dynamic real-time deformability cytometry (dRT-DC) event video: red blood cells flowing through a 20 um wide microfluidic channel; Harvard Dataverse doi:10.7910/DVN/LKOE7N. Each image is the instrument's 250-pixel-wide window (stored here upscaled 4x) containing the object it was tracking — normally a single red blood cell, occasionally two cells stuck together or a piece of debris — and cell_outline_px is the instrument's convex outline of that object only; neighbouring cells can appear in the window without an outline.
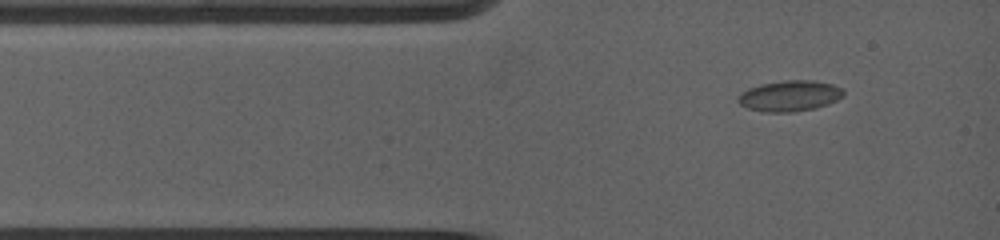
{"species": "common noctule bat (a hibernating species)", "species_latin": "Nyctalus noctula", "temperature_condition": "warm", "stored_images_in_passage": 20, "camera_frame_rate_fps": 5000, "um_per_image_px": 0.085, "animal": {"sex": "female", "body_mass_g": 19.0, "forearm_length_mm": 53.3}, "frame": {"image": 1, "passage_image": 2, "time_ms": 0.2, "image_size_px": [1000, 240], "cell_outline_px": [[844, 96], [828, 104], [816, 108], [792, 112], [764, 112], [748, 108], [740, 104], [736, 100], [736, 96], [740, 92], [748, 88], [760, 84], [784, 80], [812, 80], [832, 84], [840, 88], [844, 92]], "centroid_in_image_um": [67.08, 8.15], "position_along_channel_um": 17.9, "area_um2": 19.07}}
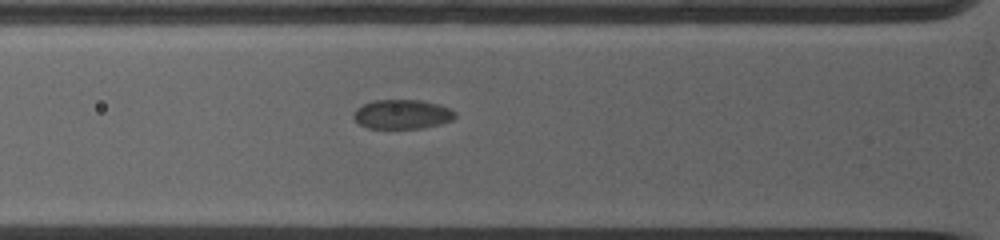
{"frame": {"image": 2, "passage_image": 15, "time_ms": 3.0, "image_size_px": [1000, 240], "cell_outline_px": [[456, 116], [452, 120], [440, 124], [424, 128], [368, 128], [360, 124], [352, 116], [356, 108], [372, 100], [420, 100], [440, 104], [456, 112]], "centroid_in_image_um": [34.19, 9.71], "position_along_channel_um": 91.6, "area_um2": 17.4}}
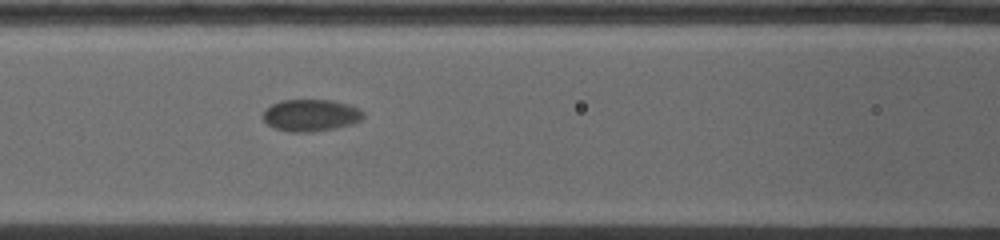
{"frame": {"image": 3, "passage_image": 20, "time_ms": 4.4, "image_size_px": [1000, 240], "cell_outline_px": [[364, 116], [360, 120], [352, 124], [312, 132], [292, 132], [276, 128], [268, 124], [260, 116], [272, 104], [280, 100], [332, 100], [348, 104], [360, 108], [364, 112]], "centroid_in_image_um": [26.43, 9.79], "position_along_channel_um": 140.2, "area_um2": 18.61}}